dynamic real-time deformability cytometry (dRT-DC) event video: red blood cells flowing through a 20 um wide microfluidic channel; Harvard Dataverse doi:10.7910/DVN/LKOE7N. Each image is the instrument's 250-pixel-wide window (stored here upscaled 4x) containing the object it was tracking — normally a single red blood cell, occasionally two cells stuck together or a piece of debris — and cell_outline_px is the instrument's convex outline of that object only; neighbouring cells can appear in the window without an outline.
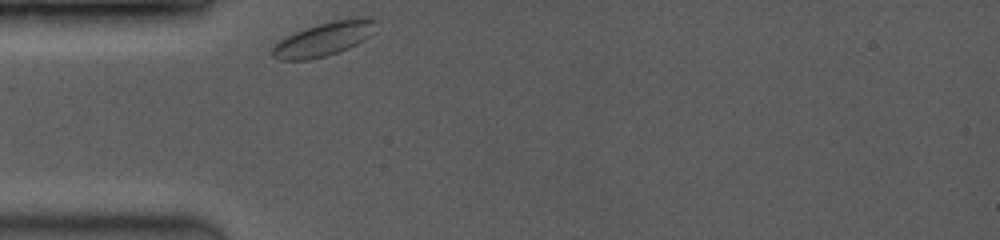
{"species": "common noctule bat (a hibernating species)", "species_latin": "Nyctalus noctula", "temperature_condition": "room temperature", "stored_images_in_passage": 35, "camera_frame_rate_fps": 3500, "um_per_image_px": 0.085, "animal": {"sex": "female", "body_mass_g": 19.0, "forearm_length_mm": 53.3}, "frame": {"image": 1, "passage_image": 1, "time_ms": 0.0, "image_size_px": [1000, 240], "cell_outline_px": [[376, 20], [368, 36], [364, 40], [348, 48], [324, 56], [308, 60], [280, 60], [272, 56], [272, 44], [284, 36], [304, 28], [332, 20], [356, 16], [364, 16]], "centroid_in_image_um": [27.45, 3.3], "position_along_channel_um": 57.6, "area_um2": 20.46}}
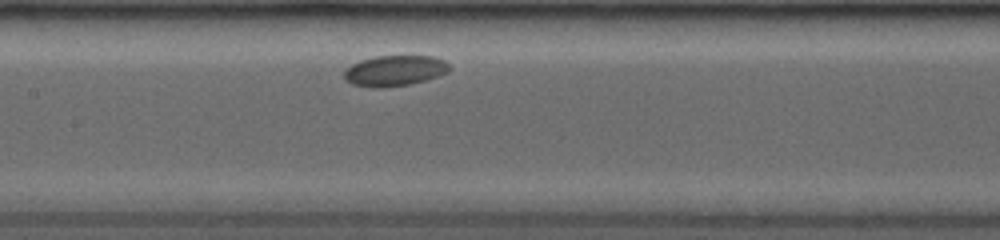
{"frame": {"image": 2, "passage_image": 13, "time_ms": 3.429, "image_size_px": [1000, 240], "cell_outline_px": [[452, 68], [448, 72], [424, 80], [408, 84], [352, 84], [344, 80], [344, 72], [352, 64], [360, 60], [376, 56], [432, 56], [444, 60]], "centroid_in_image_um": [33.6, 5.94], "position_along_channel_um": 173.8, "area_um2": 17.8}}
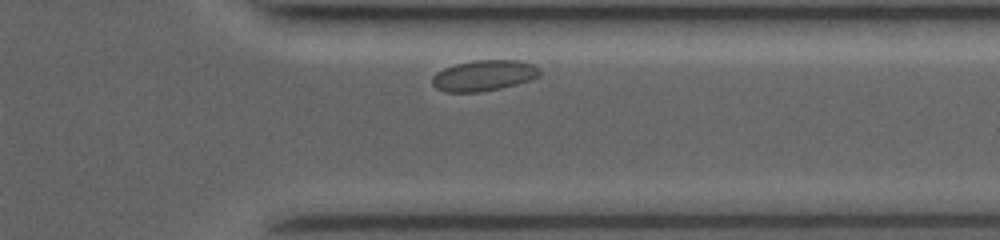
{"frame": {"image": 3, "passage_image": 32, "time_ms": 8.857, "image_size_px": [1000, 240], "cell_outline_px": [[540, 76], [516, 84], [500, 88], [480, 92], [444, 92], [436, 88], [432, 84], [432, 76], [436, 72], [444, 68], [456, 64], [472, 60], [520, 60], [536, 64], [540, 68]], "centroid_in_image_um": [41.13, 6.41], "position_along_channel_um": 370.3, "area_um2": 19.48}}